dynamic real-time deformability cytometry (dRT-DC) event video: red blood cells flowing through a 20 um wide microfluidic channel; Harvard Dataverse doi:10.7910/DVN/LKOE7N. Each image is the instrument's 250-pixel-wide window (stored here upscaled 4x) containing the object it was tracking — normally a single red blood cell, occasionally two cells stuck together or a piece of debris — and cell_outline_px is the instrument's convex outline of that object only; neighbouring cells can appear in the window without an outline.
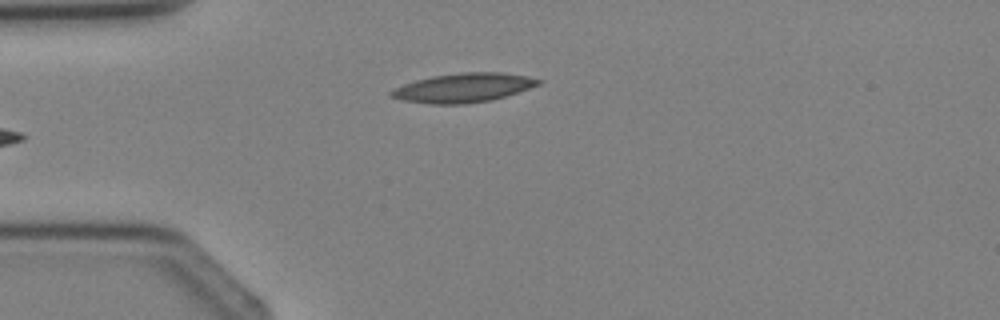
{"species": "Egyptian fruit bat (a non-hibernating species)", "species_latin": "Rousettus aegyptiacus", "temperature_condition": "cold", "stored_images_in_passage": 2, "camera_frame_rate_fps": 3000, "um_per_image_px": 0.085, "animal": {"sex": "female"}, "frame": {"image": 1, "passage_image": 2, "time_ms": 2.0, "image_size_px": [1000, 320], "cell_outline_px": [[544, 80], [540, 84], [492, 100], [464, 104], [432, 104], [400, 100], [388, 96], [388, 92], [392, 88], [416, 80], [432, 76], [460, 72], [504, 72]], "centroid_in_image_um": [39.32, 7.46], "position_along_channel_um": 45.7, "area_um2": 25.03}}